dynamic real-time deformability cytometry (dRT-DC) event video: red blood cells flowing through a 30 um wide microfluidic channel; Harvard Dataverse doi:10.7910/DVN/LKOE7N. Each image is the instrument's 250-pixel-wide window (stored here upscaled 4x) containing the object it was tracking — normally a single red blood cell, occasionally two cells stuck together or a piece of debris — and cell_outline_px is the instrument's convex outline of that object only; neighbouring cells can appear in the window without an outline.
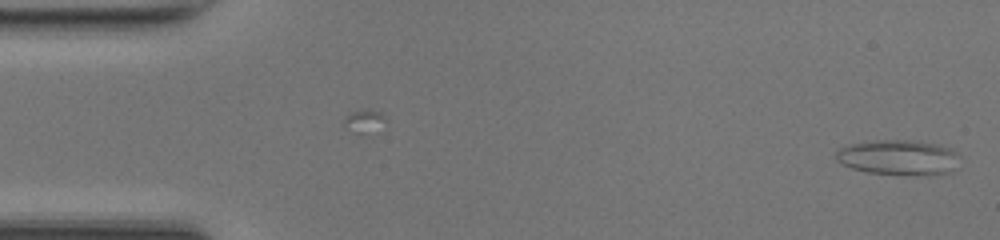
{"species": "common noctule bat (a hibernating species)", "species_latin": "Nyctalus noctula", "temperature_condition": "room temperature", "stored_images_in_passage": 49, "camera_frame_rate_fps": 3000, "um_per_image_px": 0.085, "animal": {"sex": "female", "body_mass_g": 17.0, "forearm_length_mm": 48.0}, "frame": {"image": 1, "passage_image": 1, "time_ms": 0.0, "image_size_px": [1000, 240], "cell_outline_px": [[956, 168], [952, 172], [924, 176], [868, 172], [852, 168], [840, 164], [836, 160], [836, 152], [840, 148], [852, 144], [876, 140], [904, 140], [932, 144], [952, 148], [956, 152]], "centroid_in_image_um": [76.36, 13.4], "position_along_channel_um": 8.6, "area_um2": 25.14}}
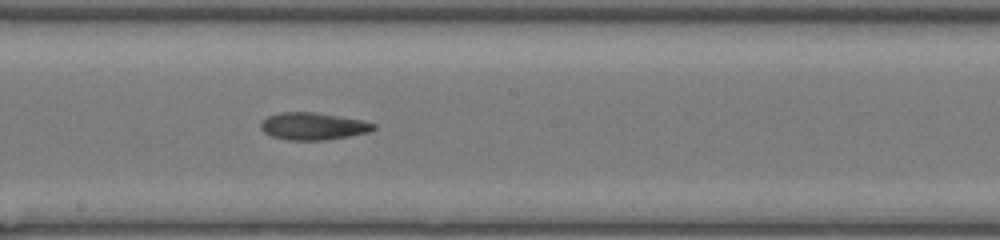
{"frame": {"image": 2, "passage_image": 26, "time_ms": 8.333, "image_size_px": [1000, 240], "cell_outline_px": [[376, 128], [368, 132], [348, 136], [324, 140], [288, 140], [272, 136], [264, 132], [260, 128], [260, 124], [268, 116], [280, 112], [312, 112], [364, 120], [376, 124]], "centroid_in_image_um": [26.62, 10.73], "position_along_channel_um": 221.6, "area_um2": 17.8}}
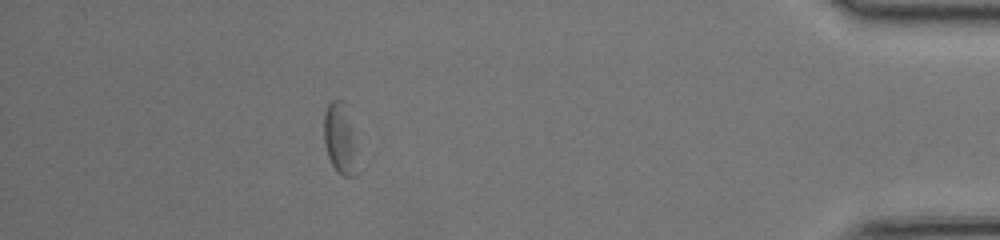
{"frame": {"image": 3, "passage_image": 43, "time_ms": 14.0, "image_size_px": [1000, 240], "cell_outline_px": [[364, 168], [356, 176], [344, 176], [336, 172], [328, 156], [324, 144], [324, 112], [328, 104], [332, 100], [340, 100], [352, 128]], "centroid_in_image_um": [28.99, 11.99], "position_along_channel_um": 406.2, "area_um2": 14.51}, "authors_computed_cell_mechanics": {"area_um2": 17.8602, "velocity_mm_per_s": 4.2092, "shape_relaxation_time_tau1_ms": 6.0096, "shape_relaxation_time_tau2_ms": 9.7919, "deformation_change_tau1": 0.1501, "deformation_change_tau2": 0.2337}}